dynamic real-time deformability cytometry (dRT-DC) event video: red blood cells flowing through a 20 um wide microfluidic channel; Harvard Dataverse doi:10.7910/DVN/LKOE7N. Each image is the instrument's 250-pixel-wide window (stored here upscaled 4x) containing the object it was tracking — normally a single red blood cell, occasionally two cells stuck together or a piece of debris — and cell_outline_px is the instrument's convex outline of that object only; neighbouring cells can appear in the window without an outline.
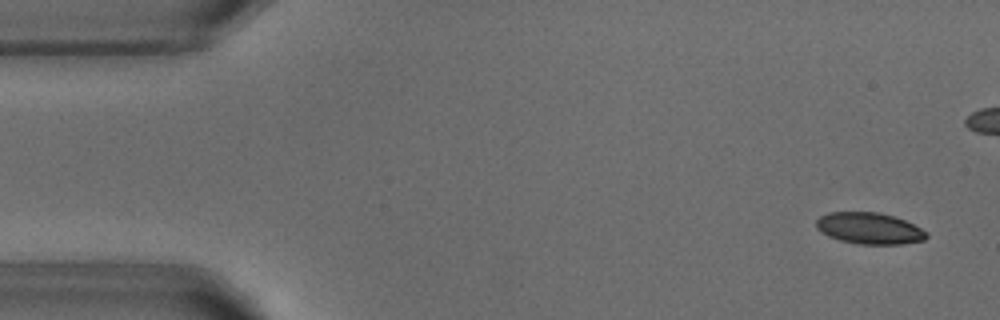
{"species": "common noctule bat (a hibernating species)", "species_latin": "Nyctalus noctula", "temperature_condition": "warm", "stored_images_in_passage": 13, "camera_frame_rate_fps": 3000, "um_per_image_px": 0.085, "animal": {"sex": "male", "body_mass_g": 18.8}, "frame": {"image": 1, "passage_image": 3, "time_ms": 0.667, "image_size_px": [1000, 320], "cell_outline_px": [[928, 236], [924, 240], [904, 244], [856, 244], [840, 240], [828, 236], [820, 232], [816, 228], [816, 220], [820, 216], [828, 212], [876, 212], [892, 216], [904, 220], [928, 232]], "centroid_in_image_um": [73.87, 19.41], "position_along_channel_um": 11.1, "area_um2": 20.23}}